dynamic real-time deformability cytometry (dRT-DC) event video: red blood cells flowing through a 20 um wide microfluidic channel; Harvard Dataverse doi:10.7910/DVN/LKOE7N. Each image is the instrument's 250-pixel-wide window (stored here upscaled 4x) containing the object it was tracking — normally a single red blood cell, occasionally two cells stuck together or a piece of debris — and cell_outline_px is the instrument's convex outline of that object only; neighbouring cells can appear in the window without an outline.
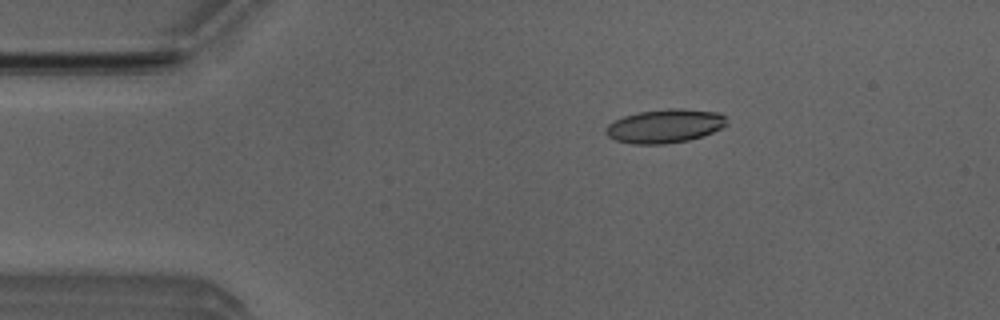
{"species": "Egyptian fruit bat (a non-hibernating species)", "species_latin": "Rousettus aegyptiacus", "temperature_condition": "room temperature", "stored_images_in_passage": 49, "camera_frame_rate_fps": 3000, "um_per_image_px": 0.085, "animal": {"sex": "male"}, "frame": {"image": 1, "passage_image": 7, "time_ms": 2.0, "image_size_px": [1000, 320], "cell_outline_px": [[728, 124], [712, 132], [688, 140], [664, 144], [632, 144], [616, 140], [608, 136], [604, 132], [604, 128], [608, 124], [624, 116], [640, 112], [668, 108], [684, 108], [716, 112], [724, 116]], "centroid_in_image_um": [56.49, 10.71], "position_along_channel_um": 28.5, "area_um2": 23.64}}
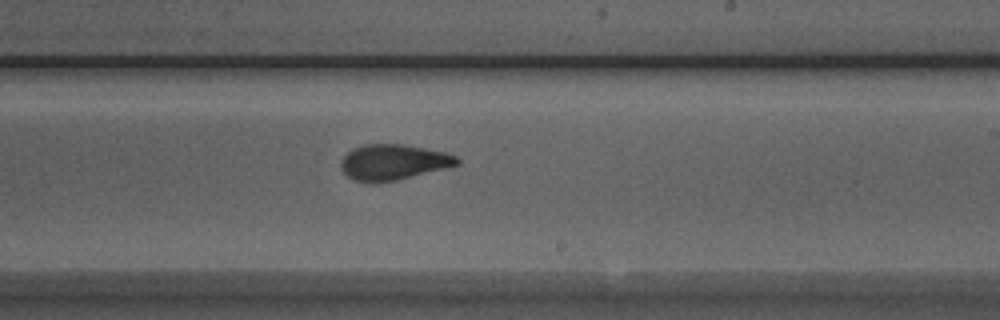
{"frame": {"image": 2, "passage_image": 28, "time_ms": 9.0, "image_size_px": [1000, 320], "cell_outline_px": [[460, 164], [396, 180], [372, 184], [352, 180], [340, 168], [340, 160], [352, 148], [364, 144], [404, 144], [444, 152], [456, 156], [460, 160]], "centroid_in_image_um": [33.37, 13.79], "position_along_channel_um": 255.6, "area_um2": 24.16}}
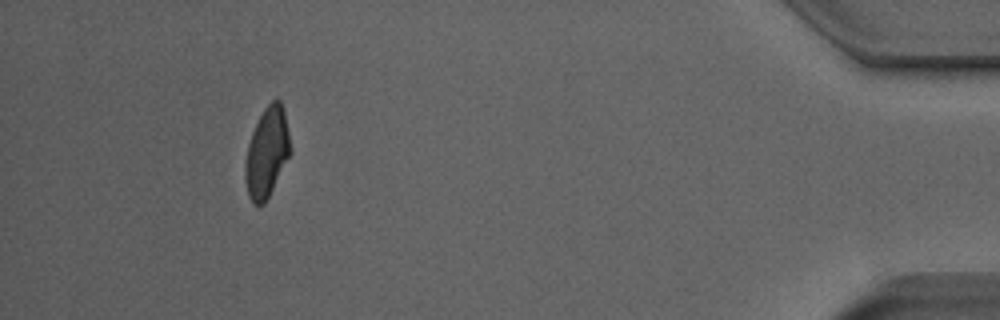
{"frame": {"image": 3, "passage_image": 45, "time_ms": 14.667, "image_size_px": [1000, 320], "cell_outline_px": [[292, 152], [264, 204], [252, 204], [248, 196], [244, 176], [244, 164], [248, 144], [252, 132], [264, 108], [272, 100], [280, 100], [284, 108], [292, 148]], "centroid_in_image_um": [22.69, 12.96], "position_along_channel_um": 412.5, "area_um2": 23.81}, "authors_computed_cell_mechanics": {"area_um2": 24.0448, "velocity_mm_per_s": 3.992, "shape_relaxation_time_tau1_ms": 5.1717, "shape_relaxation_time_tau2_ms": 1.3398, "deformation_change_tau1": 0.1602, "deformation_change_tau2": 0.0802}}